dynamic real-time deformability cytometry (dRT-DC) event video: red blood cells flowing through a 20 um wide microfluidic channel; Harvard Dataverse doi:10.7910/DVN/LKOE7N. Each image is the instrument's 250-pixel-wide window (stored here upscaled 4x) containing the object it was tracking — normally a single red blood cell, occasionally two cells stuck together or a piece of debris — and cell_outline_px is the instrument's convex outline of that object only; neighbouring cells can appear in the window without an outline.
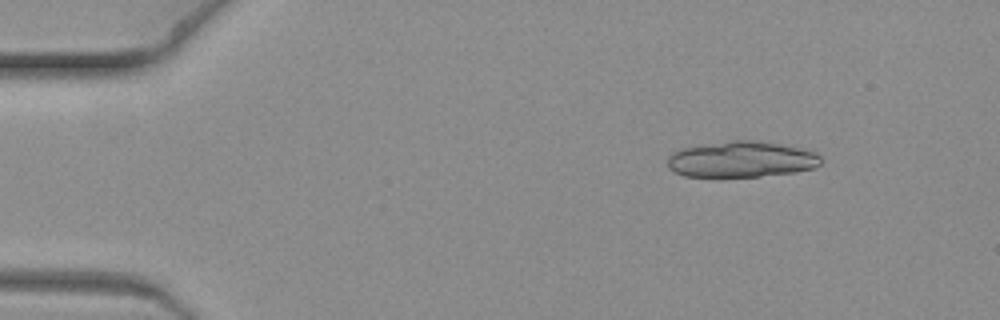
{"species": "common noctule bat (a hibernating species)", "species_latin": "Nyctalus noctula", "temperature_condition": "warm", "stored_images_in_passage": 5, "camera_frame_rate_fps": 3000, "um_per_image_px": 0.085, "animal": {"sex": "female", "body_mass_g": 19.3, "forearm_length_mm": 54.1}, "frame": {"image": 1, "passage_image": 2, "time_ms": 0.333, "image_size_px": [1000, 320], "cell_outline_px": [[820, 164], [816, 168], [796, 172], [760, 176], [684, 176], [668, 168], [668, 156], [672, 152], [684, 148], [704, 144], [728, 140], [756, 140], [780, 144], [812, 152], [820, 156]], "centroid_in_image_um": [63.0, 13.54], "position_along_channel_um": 22.0, "area_um2": 31.91}}